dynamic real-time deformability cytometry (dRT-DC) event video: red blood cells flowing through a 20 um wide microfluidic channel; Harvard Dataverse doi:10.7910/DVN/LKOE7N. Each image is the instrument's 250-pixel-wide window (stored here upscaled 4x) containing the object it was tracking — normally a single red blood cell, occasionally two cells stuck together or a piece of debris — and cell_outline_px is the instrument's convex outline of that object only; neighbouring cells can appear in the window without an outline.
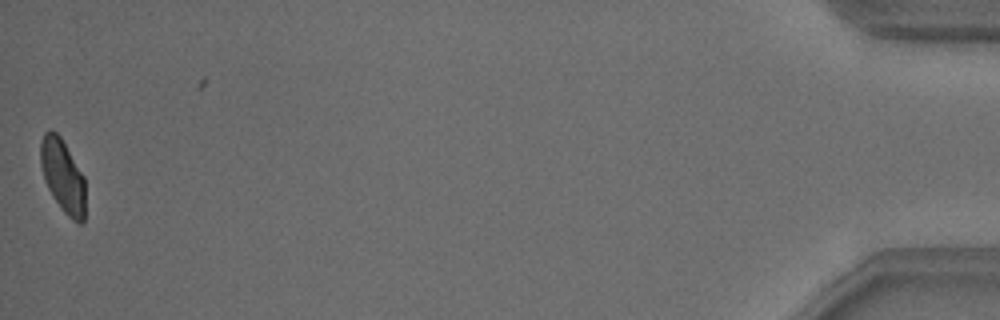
{"species": "common noctule bat (a hibernating species)", "species_latin": "Nyctalus noctula", "temperature_condition": "warm", "stored_images_in_passage": 48, "camera_frame_rate_fps": 3000, "um_per_image_px": 0.085, "animal": {"sex": "male", "body_mass_g": 18.8}, "frame": {"image": 1, "passage_image": 47, "time_ms": 15.333, "image_size_px": [1000, 320], "cell_outline_px": [[84, 220], [80, 224], [72, 220], [60, 208], [52, 196], [44, 180], [40, 164], [40, 140], [44, 132], [56, 132], [60, 136], [84, 176]], "centroid_in_image_um": [5.31, 14.97], "position_along_channel_um": 429.9, "area_um2": 19.02}, "authors_computed_cell_mechanics": {"area_um2": 20.7502, "velocity_mm_per_s": 3.8417, "shape_relaxation_time_tau1_ms": 5.1073, "shape_relaxation_time_tau2_ms": null, "deformation_change_tau1": 0.1099, "deformation_change_tau2": null}}